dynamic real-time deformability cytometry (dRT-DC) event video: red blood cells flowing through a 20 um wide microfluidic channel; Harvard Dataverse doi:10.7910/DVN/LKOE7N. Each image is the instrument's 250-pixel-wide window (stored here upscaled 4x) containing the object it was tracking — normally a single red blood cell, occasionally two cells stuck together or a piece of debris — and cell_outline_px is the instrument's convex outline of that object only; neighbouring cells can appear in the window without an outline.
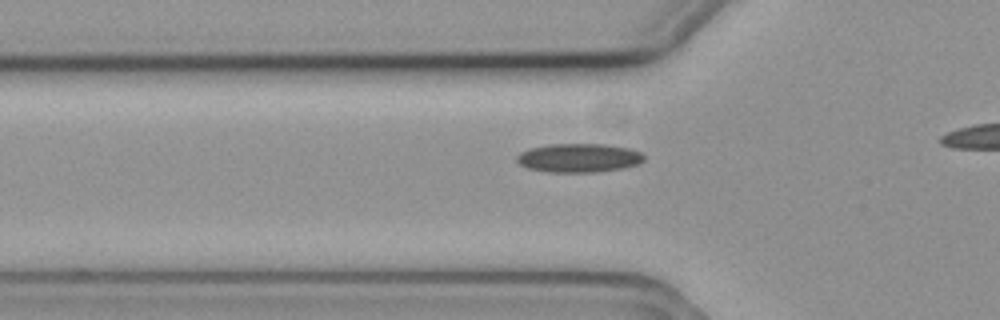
{"species": "common noctule bat (a hibernating species)", "species_latin": "Nyctalus noctula", "temperature_condition": "cold", "stored_images_in_passage": 4, "camera_frame_rate_fps": 3000, "um_per_image_px": 0.085, "animal": {"sex": "female", "body_mass_g": 19.3, "forearm_length_mm": 54.1}, "frame": {"image": 1, "passage_image": 3, "time_ms": 0.667, "image_size_px": [1000, 320], "cell_outline_px": [[644, 160], [636, 164], [620, 168], [596, 172], [548, 172], [528, 168], [520, 164], [516, 160], [516, 156], [520, 152], [528, 148], [548, 144], [608, 144], [628, 148], [640, 152], [644, 156]], "centroid_in_image_um": [49.15, 13.41], "position_along_channel_um": 76.6, "area_um2": 21.33}}